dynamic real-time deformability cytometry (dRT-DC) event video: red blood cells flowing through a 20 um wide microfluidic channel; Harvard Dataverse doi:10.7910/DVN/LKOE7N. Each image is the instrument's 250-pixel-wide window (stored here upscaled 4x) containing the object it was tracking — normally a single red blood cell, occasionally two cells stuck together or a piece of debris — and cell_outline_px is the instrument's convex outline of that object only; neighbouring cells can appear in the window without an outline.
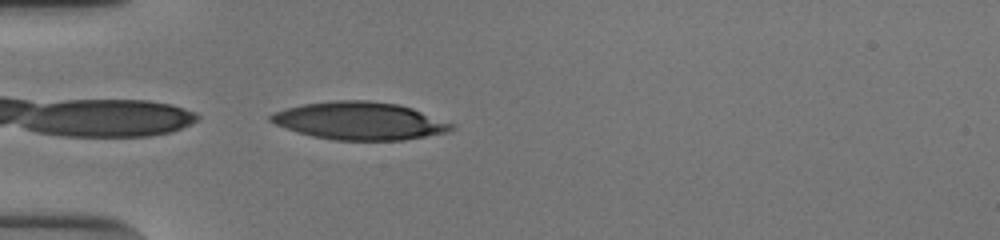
{"species": "human", "species_latin": "Homo sapiens", "temperature_condition": "cold", "stored_images_in_passage": 31, "camera_frame_rate_fps": 3000, "um_per_image_px": 0.085, "donor": {"sex": "male"}, "frame": {"image": 1, "passage_image": 1, "time_ms": 0.0, "image_size_px": [1000, 240], "cell_outline_px": [[456, 128], [448, 132], [404, 140], [336, 140], [312, 136], [276, 124], [268, 120], [268, 116], [276, 112], [288, 108], [304, 104], [336, 100], [368, 100], [396, 104], [412, 108], [452, 124]], "centroid_in_image_um": [30.58, 10.28], "position_along_channel_um": 54.4, "area_um2": 39.19}}
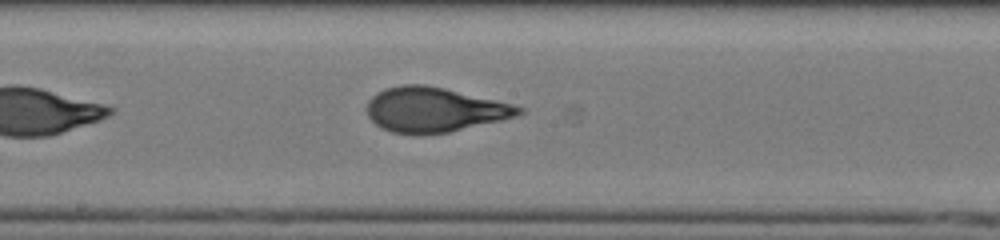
{"frame": {"image": 2, "passage_image": 14, "time_ms": 4.333, "image_size_px": [1000, 240], "cell_outline_px": [[524, 112], [516, 116], [500, 120], [448, 132], [420, 136], [412, 136], [392, 132], [380, 128], [368, 116], [364, 108], [368, 100], [376, 92], [388, 88], [404, 84], [424, 84], [444, 88], [496, 100], [512, 104], [524, 108]], "centroid_in_image_um": [36.84, 9.34], "position_along_channel_um": 211.4, "area_um2": 39.82}}
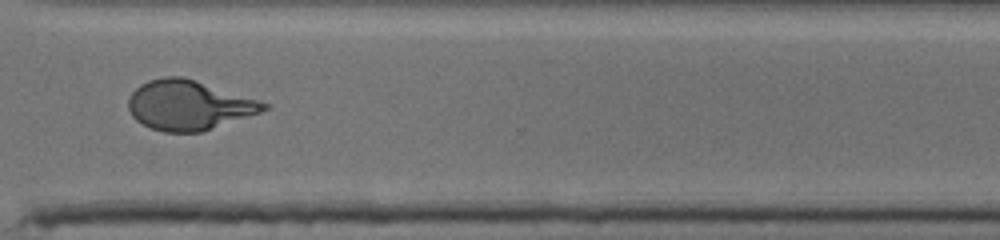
{"frame": {"image": 3, "passage_image": 25, "time_ms": 8.0, "image_size_px": [1000, 240], "cell_outline_px": [[268, 108], [260, 112], [200, 132], [164, 132], [152, 128], [136, 120], [132, 116], [128, 108], [128, 100], [132, 92], [140, 84], [148, 80], [164, 76], [184, 76], [268, 104]], "centroid_in_image_um": [15.98, 8.93], "position_along_channel_um": 354.6, "area_um2": 38.61}, "authors_computed_cell_mechanics": {"area_um2": 39.304, "velocity_mm_per_s": 3.9047, "shape_relaxation_time_tau1_ms": 4.4644, "shape_relaxation_time_tau2_ms": 0.7406, "deformation_change_tau1": 0.2204, "deformation_change_tau2": 0.0794}}